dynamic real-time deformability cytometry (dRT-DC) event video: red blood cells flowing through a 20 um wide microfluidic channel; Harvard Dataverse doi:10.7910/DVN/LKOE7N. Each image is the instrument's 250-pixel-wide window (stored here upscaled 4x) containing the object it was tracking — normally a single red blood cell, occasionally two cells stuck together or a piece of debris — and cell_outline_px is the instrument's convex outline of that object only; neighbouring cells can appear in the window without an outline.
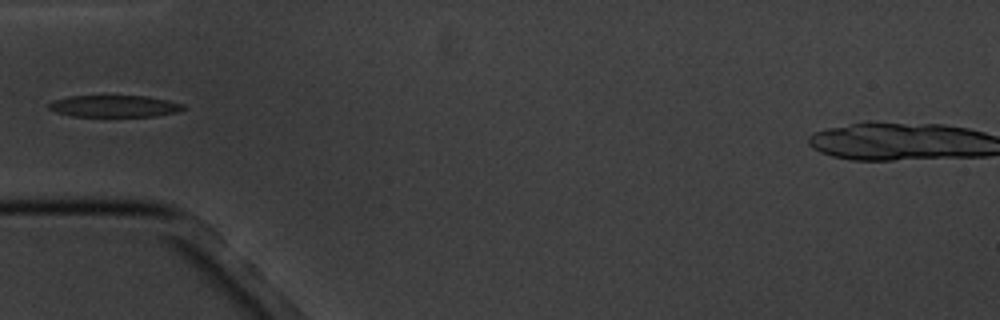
{"species": "common noctule bat (a hibernating species)", "species_latin": "Nyctalus noctula", "temperature_condition": "cold", "stored_images_in_passage": 5, "camera_frame_rate_fps": 3000, "um_per_image_px": 0.085, "animal": {"sex": "male", "body_mass_g": 20.1, "forearm_length_mm": 53.5}, "frame": {"image": 1, "passage_image": 5, "time_ms": 4.667, "image_size_px": [1000, 320], "cell_outline_px": [[184, 108], [176, 112], [152, 116], [72, 116], [56, 112], [48, 108], [44, 104], [68, 96], [144, 96], [168, 100], [184, 104]], "centroid_in_image_um": [9.67, 9.02], "position_along_channel_um": 75.3, "area_um2": 16.94}}